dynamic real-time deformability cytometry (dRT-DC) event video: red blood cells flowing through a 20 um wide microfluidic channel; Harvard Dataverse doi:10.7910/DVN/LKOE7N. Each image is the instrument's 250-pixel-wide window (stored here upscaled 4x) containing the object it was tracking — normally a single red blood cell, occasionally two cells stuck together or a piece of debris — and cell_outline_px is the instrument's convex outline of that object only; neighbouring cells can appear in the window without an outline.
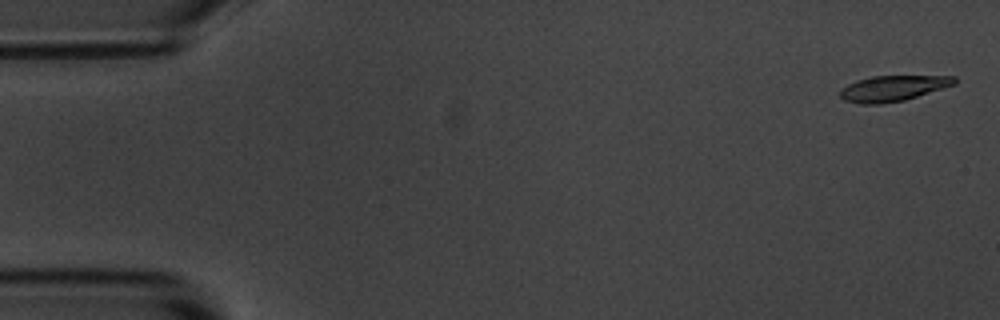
{"species": "common noctule bat (a hibernating species)", "species_latin": "Nyctalus noctula", "temperature_condition": "room temperature", "stored_images_in_passage": 6, "camera_frame_rate_fps": 3000, "um_per_image_px": 0.085, "animal": {"sex": "male", "body_mass_g": 20.1, "forearm_length_mm": 53.5}, "frame": {"image": 1, "passage_image": 1, "time_ms": 0.0, "image_size_px": [1000, 320], "cell_outline_px": [[956, 84], [904, 100], [880, 104], [860, 104], [844, 100], [840, 96], [840, 88], [856, 80], [872, 76], [956, 76]], "centroid_in_image_um": [75.87, 7.5], "position_along_channel_um": 9.1, "area_um2": 17.05}}
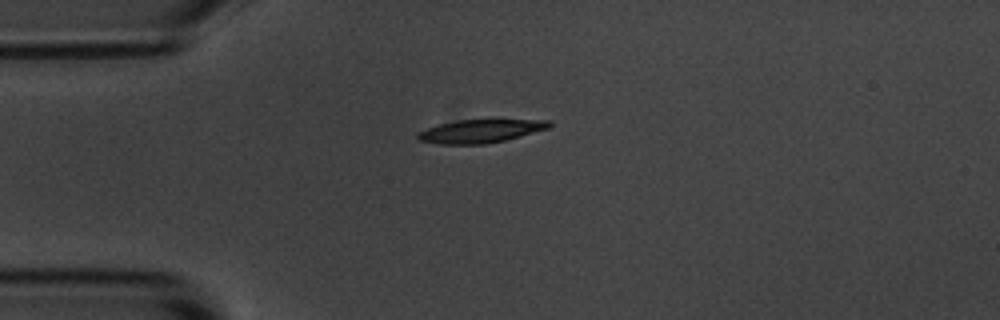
{"frame": {"image": 2, "passage_image": 4, "time_ms": 4.0, "image_size_px": [1000, 320], "cell_outline_px": [[552, 128], [504, 140], [484, 144], [440, 144], [420, 140], [416, 136], [416, 132], [440, 124], [456, 120], [552, 120]], "centroid_in_image_um": [40.87, 11.14], "position_along_channel_um": 44.1, "area_um2": 17.74}}
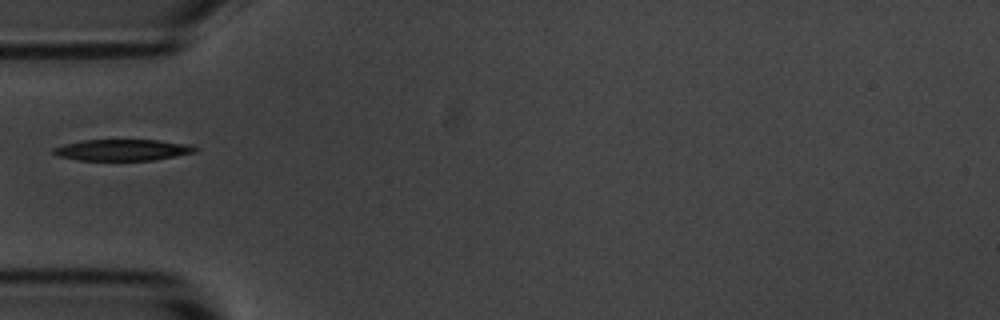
{"frame": {"image": 3, "passage_image": 5, "time_ms": 5.333, "image_size_px": [1000, 320], "cell_outline_px": [[200, 148], [196, 152], [176, 156], [152, 160], [80, 160], [56, 156], [52, 152], [52, 148], [64, 144], [84, 140], [156, 140], [192, 144]], "centroid_in_image_um": [10.44, 12.74], "position_along_channel_um": 74.6, "area_um2": 17.69}}